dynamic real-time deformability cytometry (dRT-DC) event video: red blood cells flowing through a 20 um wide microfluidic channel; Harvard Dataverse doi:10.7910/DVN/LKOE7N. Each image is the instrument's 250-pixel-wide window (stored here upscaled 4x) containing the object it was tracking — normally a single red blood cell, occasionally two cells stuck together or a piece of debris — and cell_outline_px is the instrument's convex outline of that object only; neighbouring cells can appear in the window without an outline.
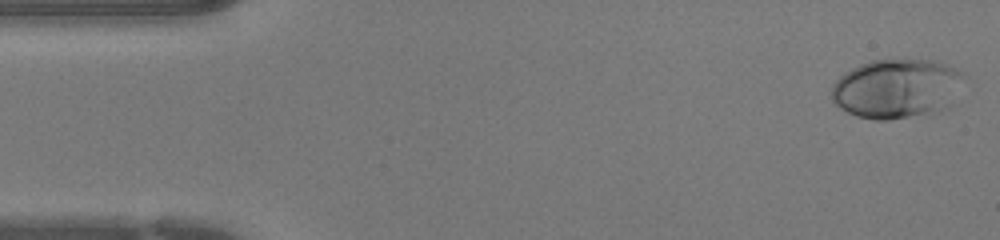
{"species": "human", "species_latin": "Homo sapiens", "temperature_condition": "warm", "stored_images_in_passage": 44, "camera_frame_rate_fps": 3000, "um_per_image_px": 0.085, "donor": {"sex": "female"}, "frame": {"image": 1, "passage_image": 1, "time_ms": 0.0, "image_size_px": [1000, 240], "cell_outline_px": [[960, 76], [952, 104], [948, 108], [940, 112], [928, 116], [888, 120], [872, 120], [856, 116], [840, 108], [832, 100], [832, 84], [844, 72], [860, 64], [872, 60], [940, 60], [956, 68], [960, 72]], "centroid_in_image_um": [76.2, 7.56], "position_along_channel_um": 8.8, "area_um2": 46.18}}
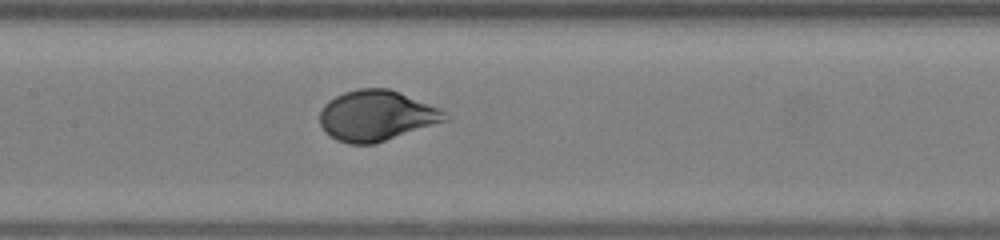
{"frame": {"image": 2, "passage_image": 20, "time_ms": 6.333, "image_size_px": [1000, 240], "cell_outline_px": [[448, 120], [376, 144], [348, 144], [336, 140], [324, 132], [320, 124], [320, 112], [324, 104], [328, 100], [344, 92], [360, 88], [388, 88], [400, 92], [440, 108], [444, 112]], "centroid_in_image_um": [31.97, 9.84], "position_along_channel_um": 175.4, "area_um2": 36.99}}
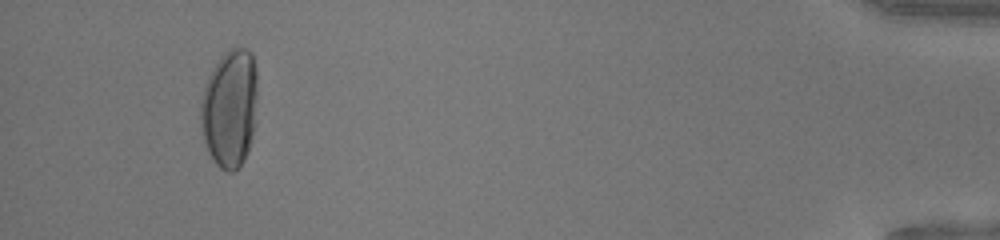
{"frame": {"image": 3, "passage_image": 41, "time_ms": 13.333, "image_size_px": [1000, 240], "cell_outline_px": [[256, 120], [248, 152], [244, 160], [232, 172], [228, 172], [220, 168], [216, 164], [208, 152], [200, 128], [200, 100], [208, 76], [212, 68], [224, 52], [232, 48], [248, 48], [252, 52], [256, 68]], "centroid_in_image_um": [19.52, 9.2], "position_along_channel_um": 415.7, "area_um2": 39.59}}